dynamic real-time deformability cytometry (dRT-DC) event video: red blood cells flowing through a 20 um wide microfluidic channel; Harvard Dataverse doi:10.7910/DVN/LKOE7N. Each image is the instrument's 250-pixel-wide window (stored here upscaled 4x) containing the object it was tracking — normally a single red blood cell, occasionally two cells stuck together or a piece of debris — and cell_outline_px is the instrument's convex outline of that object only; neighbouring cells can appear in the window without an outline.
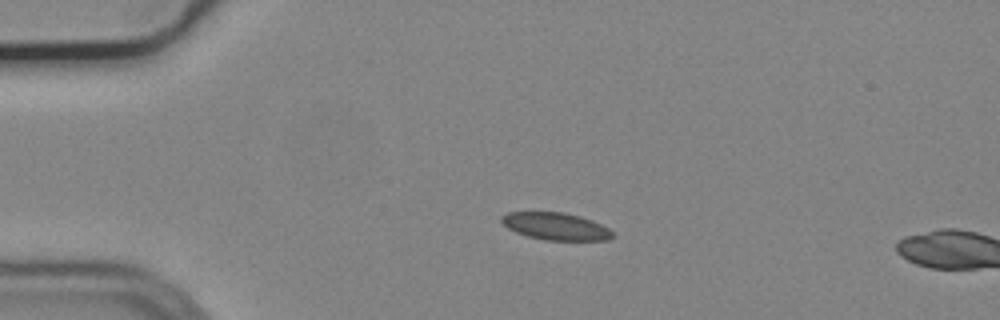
{"species": "common noctule bat (a hibernating species)", "species_latin": "Nyctalus noctula", "temperature_condition": "cold", "stored_images_in_passage": 45, "camera_frame_rate_fps": 3000, "um_per_image_px": 0.085, "animal": {"sex": "male", "body_mass_g": 19.2, "forearm_length_mm": 51.8}, "frame": {"image": 1, "passage_image": 1, "time_ms": 0.0, "image_size_px": [1000, 320], "cell_outline_px": [[612, 236], [608, 240], [544, 240], [528, 236], [516, 232], [508, 228], [500, 220], [500, 216], [508, 212], [564, 212], [580, 216], [592, 220], [608, 228], [612, 232]], "centroid_in_image_um": [47.21, 19.23], "position_along_channel_um": 37.8, "area_um2": 17.57}}
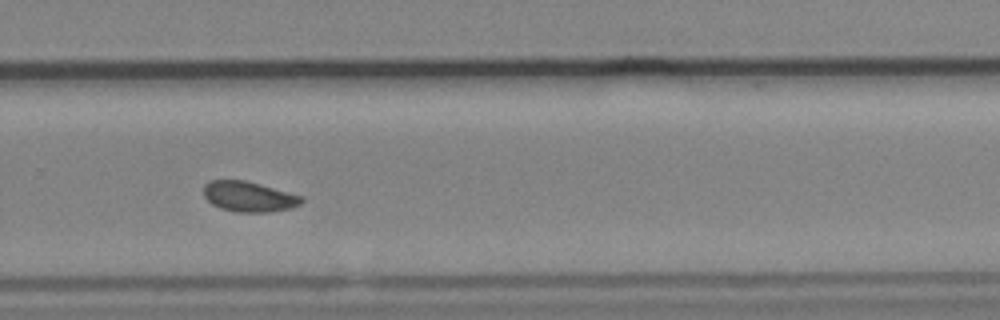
{"frame": {"image": 2, "passage_image": 26, "time_ms": 8.333, "image_size_px": [1000, 320], "cell_outline_px": [[304, 200], [300, 204], [292, 208], [272, 212], [236, 212], [220, 208], [212, 204], [204, 196], [204, 184], [208, 180], [244, 180], [260, 184], [304, 196]], "centroid_in_image_um": [21.17, 16.71], "position_along_channel_um": 308.6, "area_um2": 17.46}}
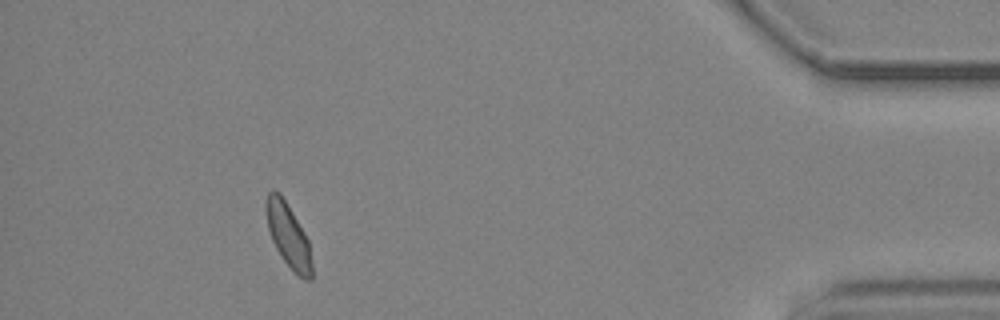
{"frame": {"image": 3, "passage_image": 39, "time_ms": 12.667, "image_size_px": [1000, 320], "cell_outline_px": [[312, 280], [304, 280], [280, 256], [272, 240], [268, 228], [264, 204], [268, 192], [272, 188], [280, 192], [304, 232], [308, 240], [312, 260]], "centroid_in_image_um": [24.49, 19.97], "position_along_channel_um": 410.7, "area_um2": 16.99}, "authors_computed_cell_mechanics": {"area_um2": 17.4556, "velocity_mm_per_s": 3.6979, "shape_relaxation_time_tau1_ms": null, "shape_relaxation_time_tau2_ms": 2.5041, "deformation_change_tau1": null, "deformation_change_tau2": 0.071}}